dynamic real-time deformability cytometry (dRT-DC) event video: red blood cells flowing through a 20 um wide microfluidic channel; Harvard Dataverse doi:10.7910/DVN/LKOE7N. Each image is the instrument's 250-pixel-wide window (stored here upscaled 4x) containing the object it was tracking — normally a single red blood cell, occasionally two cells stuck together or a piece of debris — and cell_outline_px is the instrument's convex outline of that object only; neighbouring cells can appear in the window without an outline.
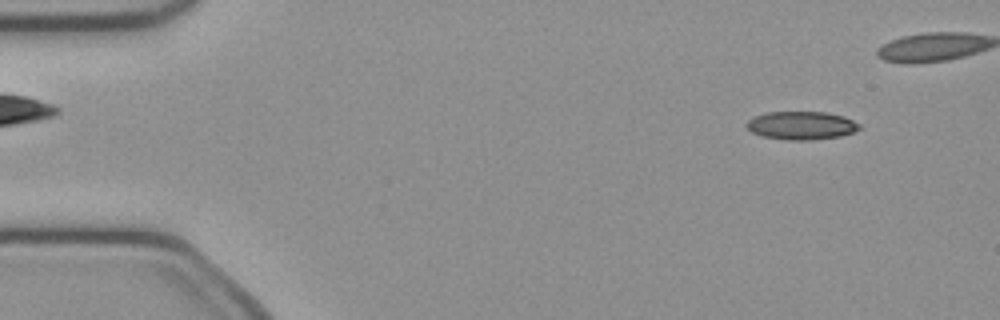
{"species": "common noctule bat (a hibernating species)", "species_latin": "Nyctalus noctula", "temperature_condition": "cold", "stored_images_in_passage": 37, "camera_frame_rate_fps": 3000, "um_per_image_px": 0.085, "animal": {"sex": "female", "body_mass_g": 21.9}, "frame": {"image": 1, "passage_image": 1, "time_ms": 0.0, "image_size_px": [1000, 320], "cell_outline_px": [[860, 128], [852, 132], [840, 136], [812, 140], [788, 140], [760, 136], [752, 132], [744, 124], [752, 116], [764, 112], [828, 112], [844, 116], [860, 124]], "centroid_in_image_um": [68.07, 10.66], "position_along_channel_um": 16.9, "area_um2": 18.73}}
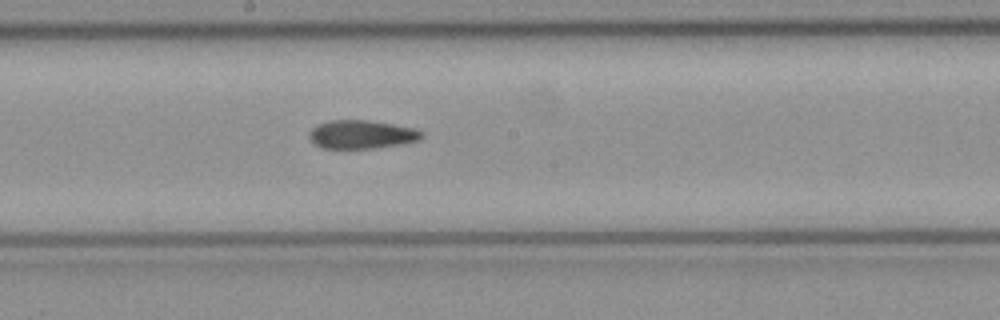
{"frame": {"image": 2, "passage_image": 23, "time_ms": 7.333, "image_size_px": [1000, 320], "cell_outline_px": [[424, 136], [420, 140], [400, 144], [376, 148], [324, 148], [316, 144], [308, 136], [308, 132], [316, 124], [328, 120], [368, 120], [416, 128], [424, 132]], "centroid_in_image_um": [30.75, 11.41], "position_along_channel_um": 217.4, "area_um2": 18.79}}
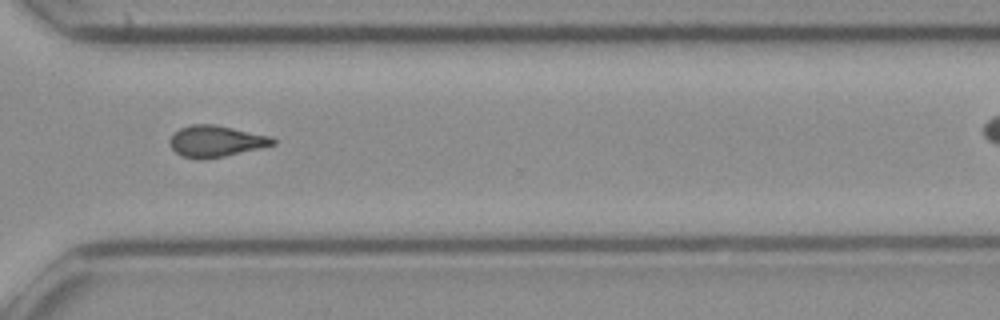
{"frame": {"image": 3, "passage_image": 33, "time_ms": 10.667, "image_size_px": [1000, 320], "cell_outline_px": [[276, 144], [260, 148], [224, 156], [200, 160], [180, 156], [168, 144], [168, 140], [180, 128], [192, 124], [212, 124], [272, 136], [276, 140]], "centroid_in_image_um": [18.34, 12.01], "position_along_channel_um": 352.3, "area_um2": 18.84}}